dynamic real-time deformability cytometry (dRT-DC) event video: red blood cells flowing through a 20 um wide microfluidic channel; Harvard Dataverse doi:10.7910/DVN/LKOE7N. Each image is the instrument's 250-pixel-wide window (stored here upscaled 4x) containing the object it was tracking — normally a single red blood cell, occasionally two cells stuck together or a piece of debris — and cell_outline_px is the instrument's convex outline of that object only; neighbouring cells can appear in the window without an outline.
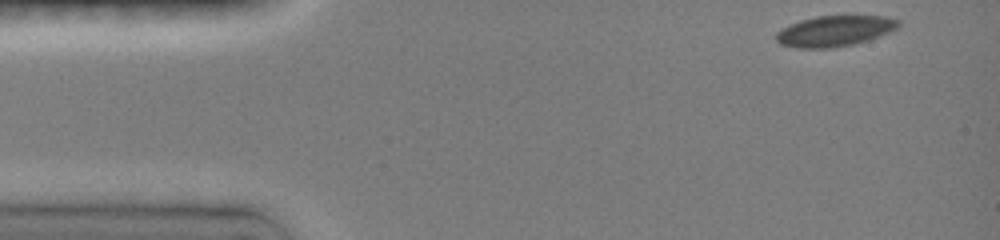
{"species": "common noctule bat (a hibernating species)", "species_latin": "Nyctalus noctula", "temperature_condition": "room temperature", "stored_images_in_passage": 41, "camera_frame_rate_fps": 3000, "um_per_image_px": 0.085, "animal": {"sex": "female", "body_mass_g": 19.0, "forearm_length_mm": 51.5}, "frame": {"image": 1, "passage_image": 1, "time_ms": 0.0, "image_size_px": [1000, 240], "cell_outline_px": [[900, 24], [896, 28], [888, 32], [868, 40], [852, 44], [832, 48], [796, 48], [780, 44], [776, 40], [776, 32], [800, 20], [816, 16], [888, 16], [900, 20]], "centroid_in_image_um": [70.95, 2.63], "position_along_channel_um": 14.1, "area_um2": 21.73}}
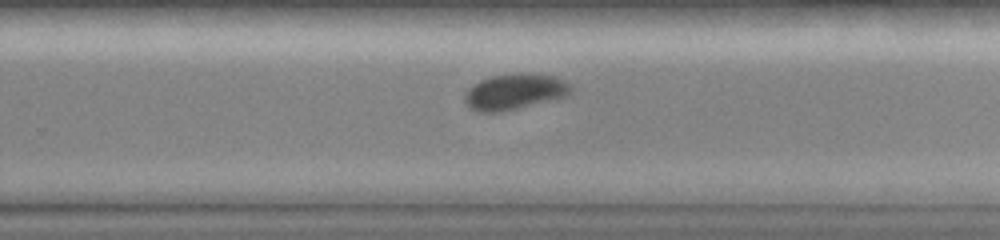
{"frame": {"image": 2, "passage_image": 29, "time_ms": 9.0, "image_size_px": [1000, 240], "cell_outline_px": [[572, 92], [568, 96], [500, 112], [480, 112], [468, 108], [464, 100], [464, 96], [468, 88], [472, 84], [480, 80], [492, 76], [520, 72], [528, 72], [556, 76], [572, 84]], "centroid_in_image_um": [43.76, 7.77], "position_along_channel_um": 286.0, "area_um2": 22.54}}
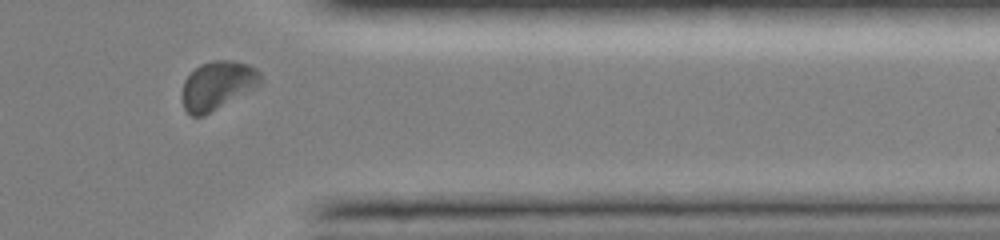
{"frame": {"image": 3, "passage_image": 37, "time_ms": 11.667, "image_size_px": [1000, 240], "cell_outline_px": [[260, 84], [256, 88], [204, 116], [192, 116], [184, 108], [180, 96], [184, 80], [200, 64], [212, 60], [232, 60], [248, 64], [256, 68], [260, 72]], "centroid_in_image_um": [18.47, 7.26], "position_along_channel_um": 392.9, "area_um2": 22.37}, "authors_computed_cell_mechanics": {"area_um2": 22.542, "velocity_mm_per_s": 4.0514, "shape_relaxation_time_tau1_ms": 5.1802, "shape_relaxation_time_tau2_ms": null, "deformation_change_tau1": 0.1133, "deformation_change_tau2": null}}